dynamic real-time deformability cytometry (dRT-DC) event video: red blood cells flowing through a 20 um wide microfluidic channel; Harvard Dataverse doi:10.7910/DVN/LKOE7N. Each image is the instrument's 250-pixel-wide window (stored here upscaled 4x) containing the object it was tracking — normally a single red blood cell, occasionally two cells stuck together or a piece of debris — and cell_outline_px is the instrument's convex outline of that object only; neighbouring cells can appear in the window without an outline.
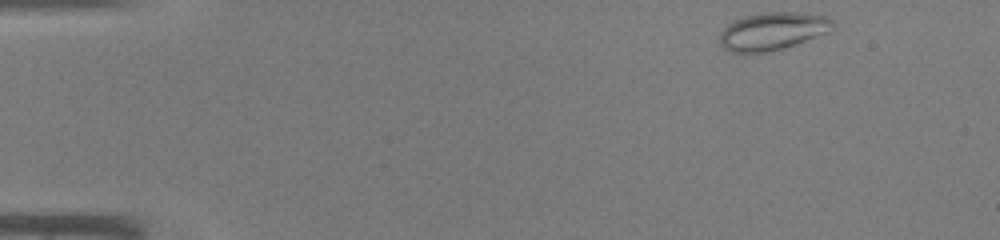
{"species": "common noctule bat (a hibernating species)", "species_latin": "Nyctalus noctula", "temperature_condition": "warm", "stored_images_in_passage": 41, "camera_frame_rate_fps": 3000, "um_per_image_px": 0.085, "animal": {"sex": "male", "body_mass_g": 19.0, "forearm_length_mm": 50.8}, "frame": {"image": 1, "passage_image": 1, "time_ms": 0.0, "image_size_px": [1000, 240], "cell_outline_px": [[832, 32], [768, 52], [732, 52], [724, 48], [720, 44], [720, 32], [732, 20], [744, 16], [764, 12], [796, 12], [824, 16], [832, 20]], "centroid_in_image_um": [65.65, 2.64], "position_along_channel_um": 19.3, "area_um2": 24.68}}
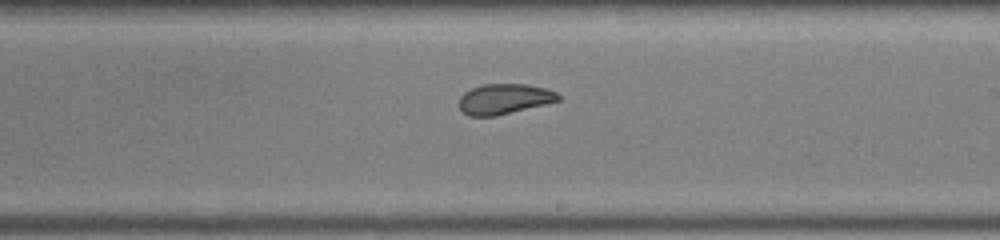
{"frame": {"image": 2, "passage_image": 23, "time_ms": 7.333, "image_size_px": [1000, 240], "cell_outline_px": [[560, 100], [496, 116], [468, 116], [460, 108], [460, 96], [464, 92], [472, 88], [484, 84], [528, 84], [544, 88], [556, 92], [560, 96]], "centroid_in_image_um": [42.85, 8.41], "position_along_channel_um": 246.2, "area_um2": 17.34}}
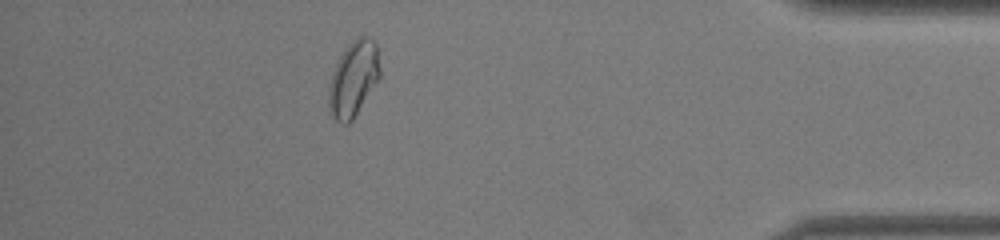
{"frame": {"image": 3, "passage_image": 36, "time_ms": 11.667, "image_size_px": [1000, 240], "cell_outline_px": [[380, 76], [352, 120], [348, 124], [340, 124], [328, 112], [328, 84], [332, 72], [344, 48], [356, 36], [368, 36], [376, 44], [380, 68]], "centroid_in_image_um": [30.0, 6.69], "position_along_channel_um": 405.2, "area_um2": 22.6}}